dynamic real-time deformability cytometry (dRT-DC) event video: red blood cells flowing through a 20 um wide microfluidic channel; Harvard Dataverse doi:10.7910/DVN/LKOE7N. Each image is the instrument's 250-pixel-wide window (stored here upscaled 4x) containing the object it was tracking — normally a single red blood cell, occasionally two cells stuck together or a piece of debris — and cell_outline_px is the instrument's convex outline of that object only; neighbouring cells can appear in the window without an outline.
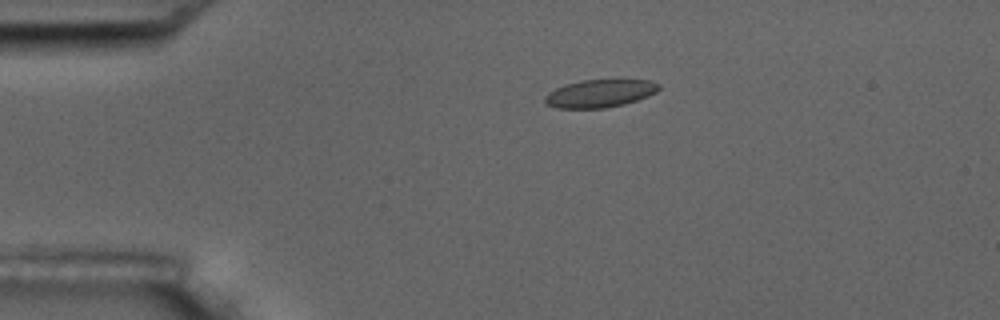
{"species": "common noctule bat (a hibernating species)", "species_latin": "Nyctalus noctula", "temperature_condition": "room temperature", "stored_images_in_passage": 7, "camera_frame_rate_fps": 3000, "um_per_image_px": 0.085, "animal": {"sex": "male", "body_mass_g": 17.5, "forearm_length_mm": 52.3}, "frame": {"image": 1, "passage_image": 4, "time_ms": 3.667, "image_size_px": [1000, 320], "cell_outline_px": [[660, 88], [656, 92], [648, 96], [624, 104], [604, 108], [556, 108], [544, 104], [544, 96], [548, 92], [564, 84], [580, 80], [648, 80], [660, 84]], "centroid_in_image_um": [50.94, 7.94], "position_along_channel_um": 34.1, "area_um2": 18.55}}
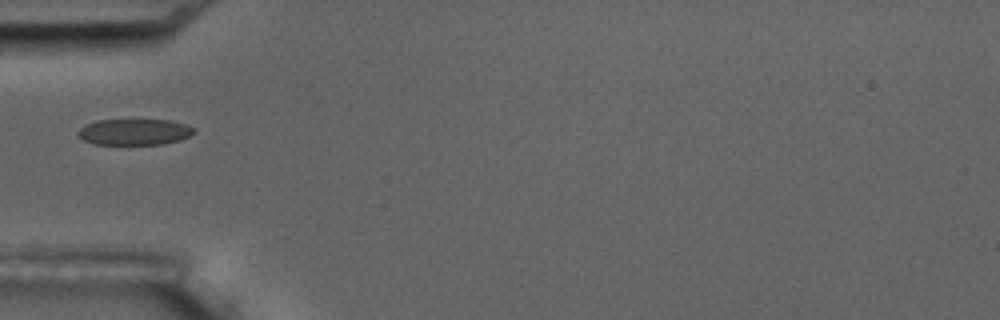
{"frame": {"image": 2, "passage_image": 6, "time_ms": 6.0, "image_size_px": [1000, 320], "cell_outline_px": [[196, 132], [180, 140], [164, 144], [92, 144], [76, 136], [76, 132], [84, 124], [96, 120], [172, 120], [188, 124], [196, 128]], "centroid_in_image_um": [11.42, 11.21], "position_along_channel_um": 73.6, "area_um2": 17.98}}